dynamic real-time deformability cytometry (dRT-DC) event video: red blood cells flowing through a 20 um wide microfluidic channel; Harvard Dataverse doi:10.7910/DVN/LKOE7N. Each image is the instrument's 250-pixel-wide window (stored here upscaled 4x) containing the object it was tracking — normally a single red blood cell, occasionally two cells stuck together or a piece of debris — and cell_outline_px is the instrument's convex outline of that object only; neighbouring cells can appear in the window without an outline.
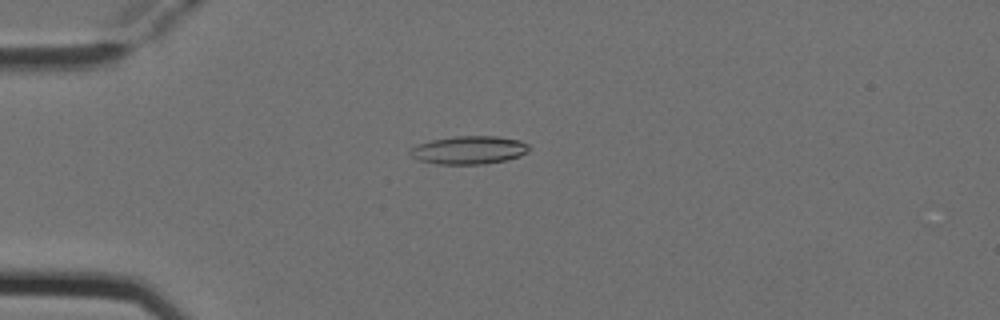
{"species": "Egyptian fruit bat (a non-hibernating species)", "species_latin": "Rousettus aegyptiacus", "temperature_condition": "cold", "stored_images_in_passage": 4, "camera_frame_rate_fps": 3000, "um_per_image_px": 0.085, "animal": {"sex": "female"}, "frame": {"image": 1, "passage_image": 4, "time_ms": 1.0, "image_size_px": [1000, 320], "cell_outline_px": [[528, 152], [520, 156], [504, 160], [484, 164], [436, 164], [420, 160], [412, 156], [408, 152], [412, 148], [420, 144], [432, 140], [456, 136], [496, 136], [520, 140], [528, 144]], "centroid_in_image_um": [39.88, 12.75], "position_along_channel_um": 45.1, "area_um2": 19.31}}